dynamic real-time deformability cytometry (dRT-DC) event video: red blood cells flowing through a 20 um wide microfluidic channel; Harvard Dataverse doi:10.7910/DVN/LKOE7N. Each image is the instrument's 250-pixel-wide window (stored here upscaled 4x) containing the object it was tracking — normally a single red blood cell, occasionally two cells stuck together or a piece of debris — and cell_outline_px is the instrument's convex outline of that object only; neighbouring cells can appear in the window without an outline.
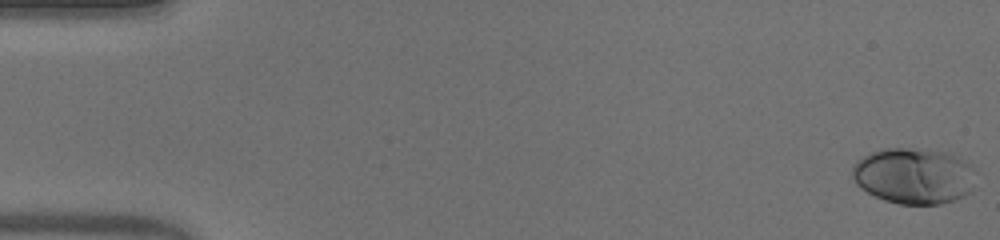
{"species": "human", "species_latin": "Homo sapiens", "temperature_condition": "warm", "stored_images_in_passage": 53, "camera_frame_rate_fps": 3000, "um_per_image_px": 0.085, "donor": {"sex": "male"}, "frame": {"image": 1, "passage_image": 1, "time_ms": 0.0, "image_size_px": [1000, 240], "cell_outline_px": [[972, 188], [964, 196], [956, 200], [940, 204], [900, 204], [884, 200], [860, 188], [856, 184], [852, 176], [852, 164], [856, 160], [880, 148], [908, 148], [944, 152], [956, 156], [964, 160], [972, 168]], "centroid_in_image_um": [77.62, 14.95], "position_along_channel_um": 7.4, "area_um2": 40.11}}
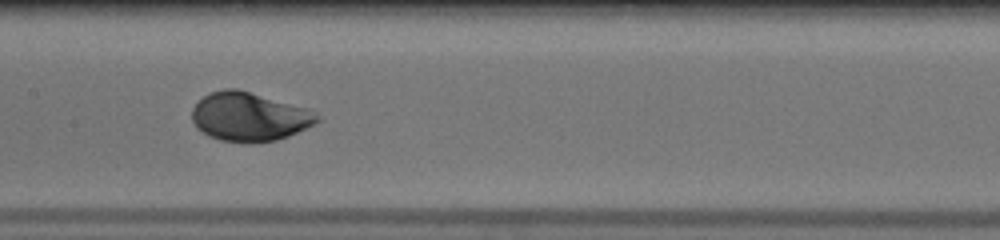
{"frame": {"image": 2, "passage_image": 27, "time_ms": 8.667, "image_size_px": [1000, 240], "cell_outline_px": [[320, 120], [316, 124], [288, 136], [276, 140], [248, 144], [220, 140], [208, 136], [196, 128], [192, 120], [192, 108], [204, 96], [212, 92], [224, 88], [236, 88], [304, 108], [320, 116]], "centroid_in_image_um": [21.15, 9.95], "position_along_channel_um": 186.2, "area_um2": 35.43}}
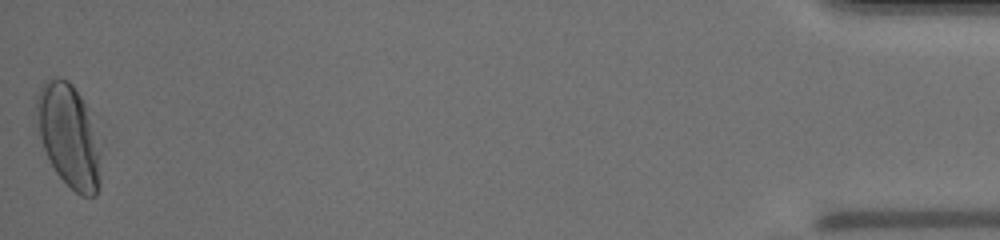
{"frame": {"image": 3, "passage_image": 53, "time_ms": 17.333, "image_size_px": [1000, 240], "cell_outline_px": [[104, 140], [100, 184], [96, 196], [80, 196], [56, 172], [44, 148], [36, 124], [36, 96], [44, 80], [56, 76], [60, 76], [68, 80], [72, 84], [88, 108]], "centroid_in_image_um": [5.94, 11.52], "position_along_channel_um": 429.3, "area_um2": 40.11}, "authors_computed_cell_mechanics": {"area_um2": 34.9112, "velocity_mm_per_s": 3.8998, "shape_relaxation_time_tau1_ms": 2.5142, "shape_relaxation_time_tau2_ms": null, "deformation_change_tau1": 0.1572, "deformation_change_tau2": null}}